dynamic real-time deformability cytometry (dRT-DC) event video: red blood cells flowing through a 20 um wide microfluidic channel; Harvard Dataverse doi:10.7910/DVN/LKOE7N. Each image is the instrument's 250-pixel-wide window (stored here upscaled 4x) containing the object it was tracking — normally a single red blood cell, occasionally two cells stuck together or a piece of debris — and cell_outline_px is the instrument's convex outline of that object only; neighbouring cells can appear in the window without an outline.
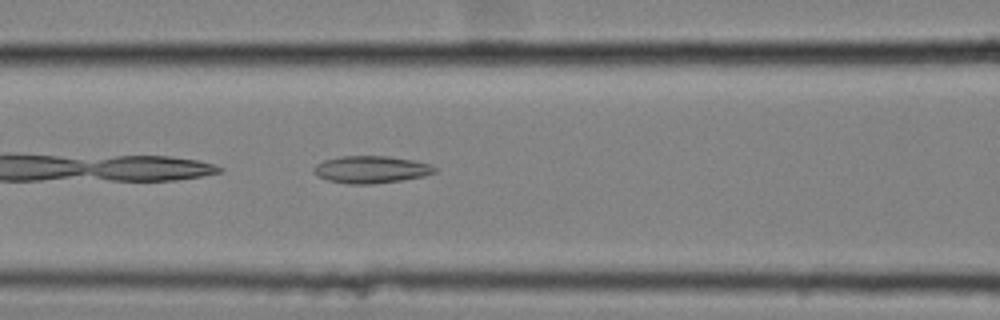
{"species": "common noctule bat (a hibernating species)", "species_latin": "Nyctalus noctula", "temperature_condition": "cold", "stored_images_in_passage": 39, "camera_frame_rate_fps": 3000, "um_per_image_px": 0.085, "animal": {"sex": "female", "body_mass_g": 25.1}, "frame": {"image": 1, "passage_image": 7, "time_ms": 2.0, "image_size_px": [1000, 320], "cell_outline_px": [[436, 172], [424, 176], [404, 180], [372, 184], [352, 184], [328, 180], [320, 176], [312, 168], [316, 164], [324, 160], [340, 156], [388, 156], [412, 160], [432, 164], [436, 168]], "centroid_in_image_um": [31.59, 14.4], "position_along_channel_um": 135.0, "area_um2": 19.13}}
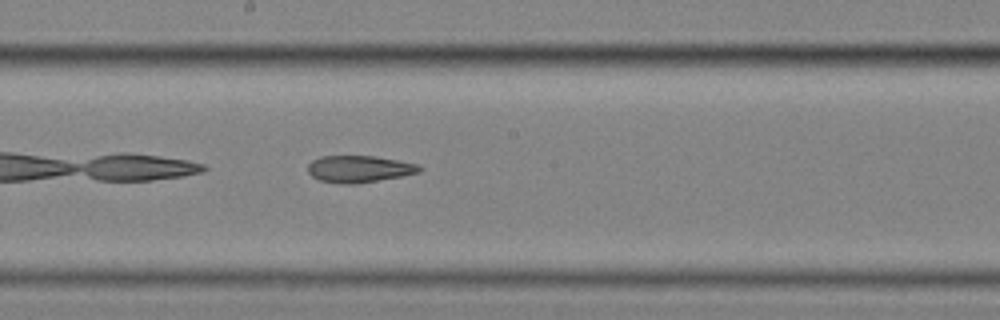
{"frame": {"image": 2, "passage_image": 14, "time_ms": 4.333, "image_size_px": [1000, 320], "cell_outline_px": [[424, 168], [420, 172], [400, 176], [352, 184], [344, 184], [320, 180], [312, 176], [308, 172], [308, 164], [312, 160], [320, 156], [372, 156], [396, 160], [416, 164]], "centroid_in_image_um": [30.49, 14.35], "position_along_channel_um": 217.7, "area_um2": 17.17}}
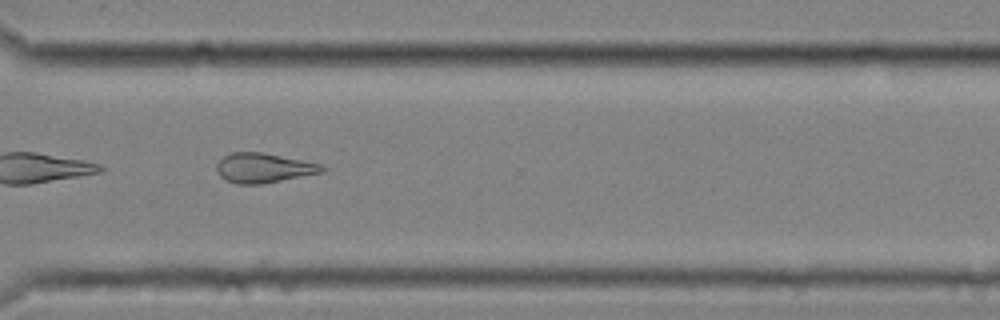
{"frame": {"image": 3, "passage_image": 25, "time_ms": 8.0, "image_size_px": [1000, 320], "cell_outline_px": [[324, 168], [320, 172], [260, 184], [236, 184], [220, 176], [216, 168], [216, 164], [224, 156], [232, 152], [260, 152], [320, 164]], "centroid_in_image_um": [22.32, 14.27], "position_along_channel_um": 348.3, "area_um2": 17.57}, "authors_computed_cell_mechanics": {"area_um2": 18.2648, "velocity_mm_per_s": 3.5516, "shape_relaxation_time_tau1_ms": null, "shape_relaxation_time_tau2_ms": 8.0749, "deformation_change_tau1": null, "deformation_change_tau2": 0.1896}}